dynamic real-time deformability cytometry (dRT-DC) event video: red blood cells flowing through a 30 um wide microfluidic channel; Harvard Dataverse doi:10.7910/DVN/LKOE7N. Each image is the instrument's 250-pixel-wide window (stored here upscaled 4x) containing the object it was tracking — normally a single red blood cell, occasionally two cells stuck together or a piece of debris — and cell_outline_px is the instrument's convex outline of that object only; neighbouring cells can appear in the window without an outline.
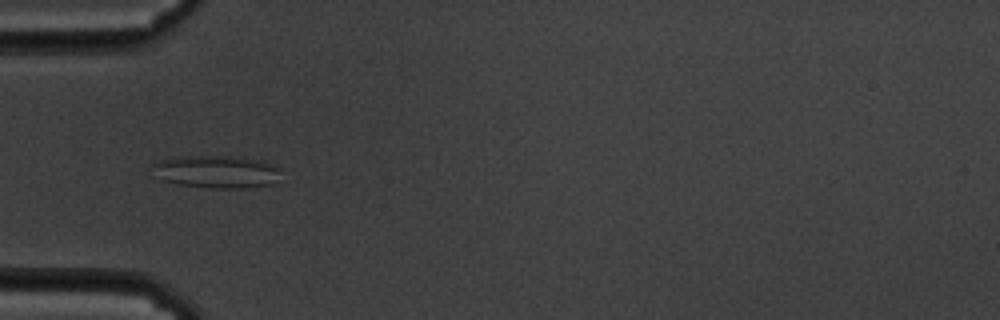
{"species": "common noctule bat (a hibernating species)", "species_latin": "Nyctalus noctula", "temperature_condition": "cold", "stored_images_in_passage": 59, "camera_frame_rate_fps": 3000, "um_per_image_px": 0.085, "animal": {"sex": "male", "body_mass_g": 19.5, "forearm_length_mm": 54.6}, "frame": {"image": 1, "passage_image": 19, "time_ms": 6.0, "image_size_px": [1000, 320], "cell_outline_px": [[280, 168], [272, 184], [244, 188], [208, 188], [176, 184], [160, 180], [152, 164], [160, 160], [184, 156], [236, 156], [260, 160], [272, 164]], "centroid_in_image_um": [18.38, 14.6], "position_along_channel_um": 66.6, "area_um2": 24.28}}
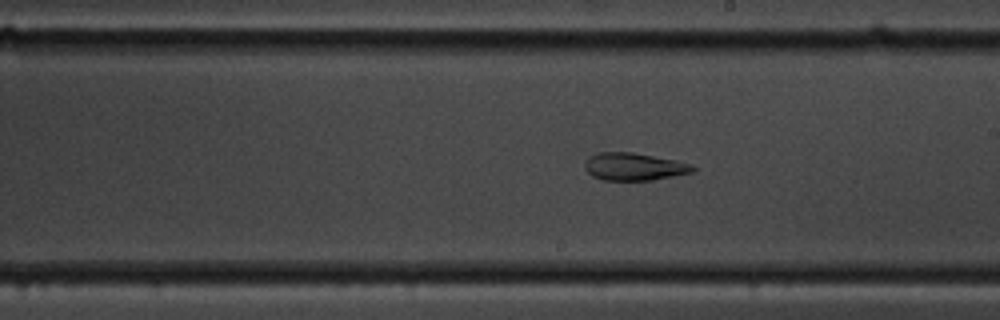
{"frame": {"image": 2, "passage_image": 34, "time_ms": 11.0, "image_size_px": [1000, 320], "cell_outline_px": [[696, 168], [692, 172], [652, 180], [604, 180], [592, 176], [584, 168], [584, 164], [588, 156], [600, 152], [632, 152], [676, 160], [692, 164]], "centroid_in_image_um": [53.87, 14.16], "position_along_channel_um": 235.1, "area_um2": 17.34}}
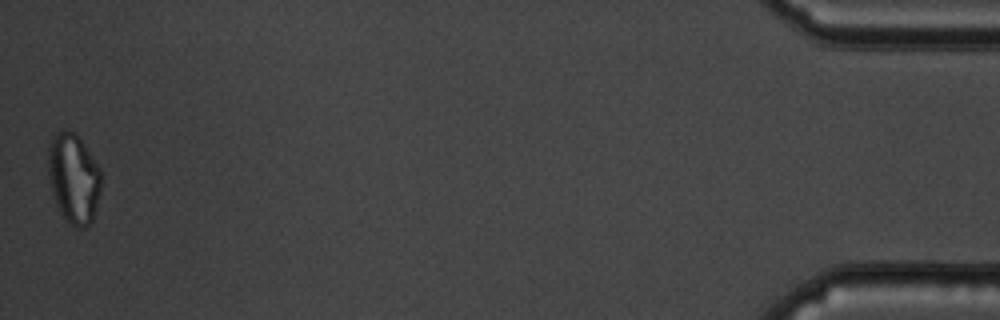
{"frame": {"image": 3, "passage_image": 59, "time_ms": 19.333, "image_size_px": [1000, 320], "cell_outline_px": [[100, 192], [92, 220], [84, 228], [76, 228], [60, 212], [56, 204], [52, 192], [48, 176], [48, 148], [52, 136], [56, 132], [64, 128], [72, 132], [80, 140], [92, 156], [100, 168]], "centroid_in_image_um": [6.23, 15.14], "position_along_channel_um": 429.0, "area_um2": 27.46}, "authors_computed_cell_mechanics": {"area_um2": 24.9118, "velocity_mm_per_s": 3.3857, "shape_relaxation_time_tau1_ms": null, "shape_relaxation_time_tau2_ms": 2.7842, "deformation_change_tau1": null, "deformation_change_tau2": 0.0914}}